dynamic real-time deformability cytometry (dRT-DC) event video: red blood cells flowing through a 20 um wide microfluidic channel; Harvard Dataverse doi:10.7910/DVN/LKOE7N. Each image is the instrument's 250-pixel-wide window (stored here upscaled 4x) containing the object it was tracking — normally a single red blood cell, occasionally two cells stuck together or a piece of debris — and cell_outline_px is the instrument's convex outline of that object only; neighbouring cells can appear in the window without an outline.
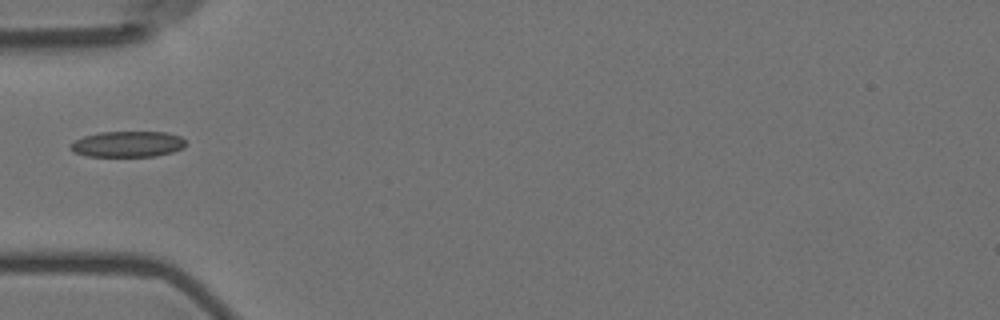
{"species": "Egyptian fruit bat (a non-hibernating species)", "species_latin": "Rousettus aegyptiacus", "temperature_condition": "room temperature", "stored_images_in_passage": 39, "camera_frame_rate_fps": 3000, "um_per_image_px": 0.085, "animal": {"sex": "female"}, "frame": {"image": 1, "passage_image": 1, "time_ms": 0.0, "image_size_px": [1000, 320], "cell_outline_px": [[188, 144], [184, 148], [172, 152], [156, 156], [88, 156], [72, 152], [68, 148], [68, 144], [84, 136], [100, 132], [164, 132], [180, 136]], "centroid_in_image_um": [10.84, 12.25], "position_along_channel_um": 74.2, "area_um2": 17.51}}
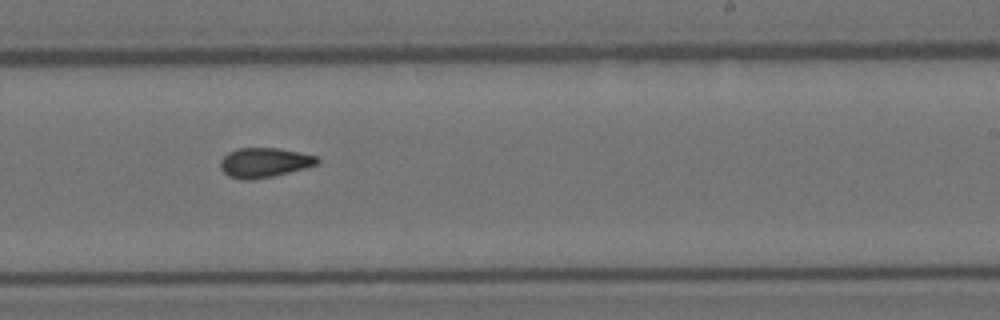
{"frame": {"image": 2, "passage_image": 17, "time_ms": 5.333, "image_size_px": [1000, 320], "cell_outline_px": [[320, 164], [272, 176], [252, 180], [244, 180], [228, 176], [220, 168], [220, 160], [228, 152], [236, 148], [280, 148], [300, 152], [316, 156], [320, 160]], "centroid_in_image_um": [22.46, 13.81], "position_along_channel_um": 266.5, "area_um2": 16.82}}
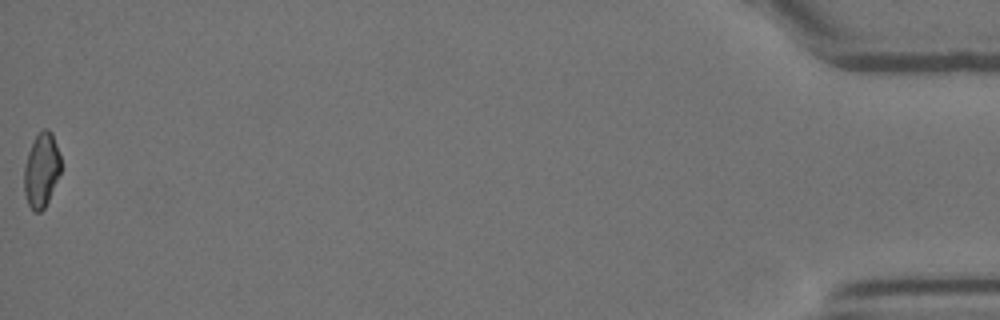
{"frame": {"image": 3, "passage_image": 39, "time_ms": 12.667, "image_size_px": [1000, 320], "cell_outline_px": [[60, 172], [48, 200], [44, 208], [40, 212], [32, 212], [28, 204], [24, 192], [24, 168], [28, 152], [36, 136], [44, 128], [48, 128], [52, 132], [60, 156]], "centroid_in_image_um": [3.51, 14.47], "position_along_channel_um": 431.7, "area_um2": 15.72}}